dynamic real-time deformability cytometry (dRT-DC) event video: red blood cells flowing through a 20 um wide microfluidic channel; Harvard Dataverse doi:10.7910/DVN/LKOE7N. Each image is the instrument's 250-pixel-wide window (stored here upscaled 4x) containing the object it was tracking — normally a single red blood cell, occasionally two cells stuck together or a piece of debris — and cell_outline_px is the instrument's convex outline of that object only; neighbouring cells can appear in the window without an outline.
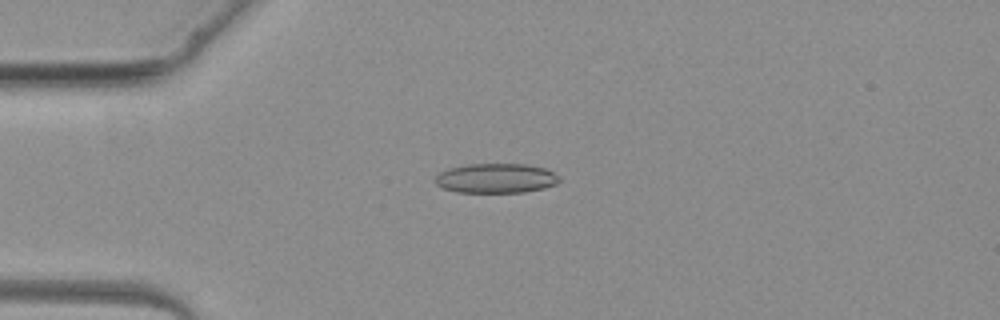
{"species": "common noctule bat (a hibernating species)", "species_latin": "Nyctalus noctula", "temperature_condition": "warm", "stored_images_in_passage": 3, "camera_frame_rate_fps": 3000, "um_per_image_px": 0.085, "animal": {"sex": "female", "body_mass_g": 19.3, "forearm_length_mm": 54.1}, "frame": {"image": 1, "passage_image": 3, "time_ms": 2.333, "image_size_px": [1000, 320], "cell_outline_px": [[560, 180], [556, 184], [544, 188], [524, 192], [456, 192], [444, 188], [436, 184], [436, 176], [440, 172], [448, 168], [468, 164], [524, 164], [548, 168], [560, 176]], "centroid_in_image_um": [42.2, 15.14], "position_along_channel_um": 42.8, "area_um2": 21.5}}